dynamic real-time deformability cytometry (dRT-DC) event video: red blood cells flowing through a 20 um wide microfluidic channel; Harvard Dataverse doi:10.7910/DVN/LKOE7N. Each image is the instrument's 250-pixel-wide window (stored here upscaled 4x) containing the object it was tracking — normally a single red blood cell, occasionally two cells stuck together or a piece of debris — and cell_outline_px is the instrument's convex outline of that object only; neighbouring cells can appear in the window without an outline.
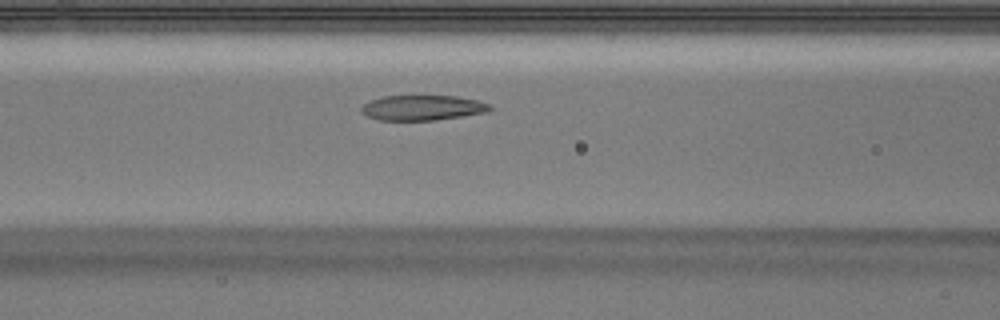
{"species": "Egyptian fruit bat (a non-hibernating species)", "species_latin": "Rousettus aegyptiacus", "temperature_condition": "warm", "stored_images_in_passage": 39, "camera_frame_rate_fps": 3000, "um_per_image_px": 0.085, "animal": {"sex": "male"}, "frame": {"image": 1, "passage_image": 8, "time_ms": 2.333, "image_size_px": [1000, 320], "cell_outline_px": [[492, 108], [488, 112], [432, 120], [380, 120], [368, 116], [360, 112], [360, 108], [368, 100], [384, 96], [456, 96], [476, 100], [492, 104]], "centroid_in_image_um": [35.89, 9.15], "position_along_channel_um": 130.7, "area_um2": 18.79}}
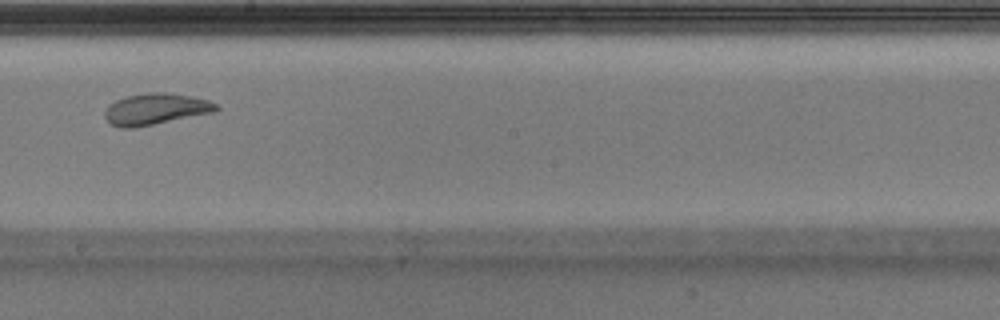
{"frame": {"image": 2, "passage_image": 16, "time_ms": 5.0, "image_size_px": [1000, 320], "cell_outline_px": [[220, 108], [216, 112], [132, 128], [120, 128], [112, 124], [104, 116], [104, 112], [108, 104], [116, 100], [128, 96], [148, 92], [168, 92], [208, 100], [216, 104]], "centroid_in_image_um": [13.22, 9.27], "position_along_channel_um": 235.0, "area_um2": 20.23}}
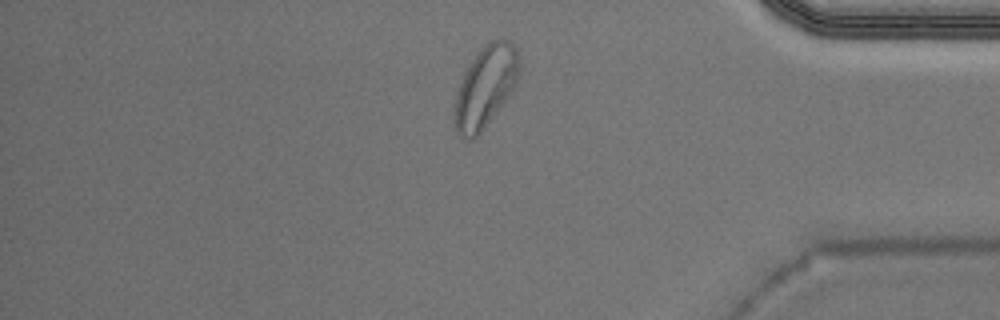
{"frame": {"image": 3, "passage_image": 30, "time_ms": 9.667, "image_size_px": [1000, 320], "cell_outline_px": [[516, 84], [512, 92], [504, 104], [476, 140], [468, 140], [460, 136], [456, 132], [452, 124], [452, 112], [456, 96], [460, 84], [472, 60], [480, 48], [488, 40], [508, 40], [516, 48]], "centroid_in_image_um": [41.2, 7.5], "position_along_channel_um": 394.0, "area_um2": 30.69}}